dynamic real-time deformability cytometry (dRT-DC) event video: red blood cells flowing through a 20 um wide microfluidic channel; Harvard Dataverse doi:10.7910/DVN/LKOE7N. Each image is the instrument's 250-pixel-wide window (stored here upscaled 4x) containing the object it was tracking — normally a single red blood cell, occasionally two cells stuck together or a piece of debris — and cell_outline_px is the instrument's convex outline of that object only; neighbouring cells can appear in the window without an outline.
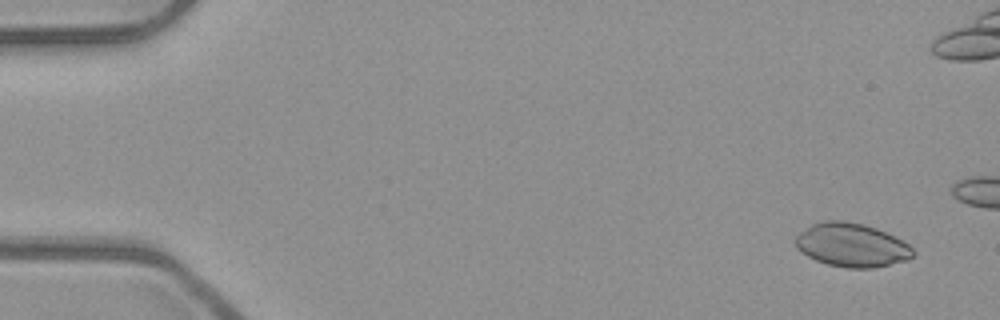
{"species": "common noctule bat (a hibernating species)", "species_latin": "Nyctalus noctula", "temperature_condition": "room temperature", "stored_images_in_passage": 4, "camera_frame_rate_fps": 3000, "um_per_image_px": 0.085, "animal": {"sex": "male", "body_mass_g": 23.1, "forearm_length_mm": 52.7}, "frame": {"image": 1, "passage_image": 1, "time_ms": 0.0, "image_size_px": [1000, 320], "cell_outline_px": [[916, 252], [912, 256], [904, 260], [872, 268], [844, 268], [828, 264], [816, 260], [808, 256], [796, 248], [796, 236], [800, 232], [812, 224], [824, 220], [844, 220], [864, 224], [876, 228], [908, 244]], "centroid_in_image_um": [72.36, 20.82], "position_along_channel_um": 12.6, "area_um2": 29.59}}